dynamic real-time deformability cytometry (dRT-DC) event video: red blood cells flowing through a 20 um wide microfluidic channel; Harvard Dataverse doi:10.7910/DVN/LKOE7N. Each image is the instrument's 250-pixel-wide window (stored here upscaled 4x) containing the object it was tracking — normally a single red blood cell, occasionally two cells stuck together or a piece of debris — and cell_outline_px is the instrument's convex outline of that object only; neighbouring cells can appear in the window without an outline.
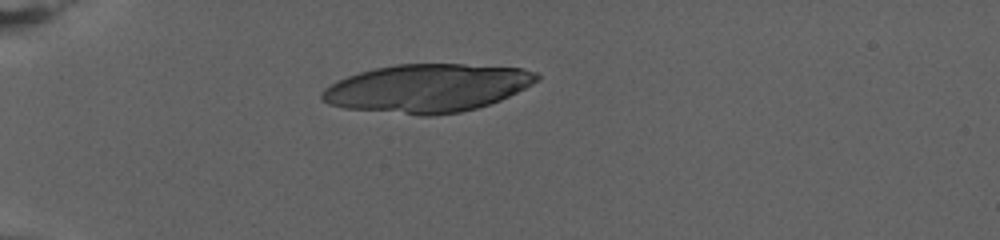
{"species": "human", "species_latin": "Homo sapiens", "temperature_condition": "warm", "stored_images_in_passage": 56, "camera_frame_rate_fps": 3000, "um_per_image_px": 0.085, "donor": {"sex": "female"}, "frame": {"image": 1, "passage_image": 1, "time_ms": 0.0, "image_size_px": [1000, 240], "cell_outline_px": [[540, 80], [500, 100], [476, 108], [460, 112], [432, 116], [420, 116], [344, 108], [328, 104], [320, 96], [320, 92], [324, 88], [348, 76], [360, 72], [376, 68], [396, 64], [464, 64], [524, 68], [536, 72], [540, 76]], "centroid_in_image_um": [36.33, 7.5], "position_along_channel_um": 48.7, "area_um2": 60.29}}